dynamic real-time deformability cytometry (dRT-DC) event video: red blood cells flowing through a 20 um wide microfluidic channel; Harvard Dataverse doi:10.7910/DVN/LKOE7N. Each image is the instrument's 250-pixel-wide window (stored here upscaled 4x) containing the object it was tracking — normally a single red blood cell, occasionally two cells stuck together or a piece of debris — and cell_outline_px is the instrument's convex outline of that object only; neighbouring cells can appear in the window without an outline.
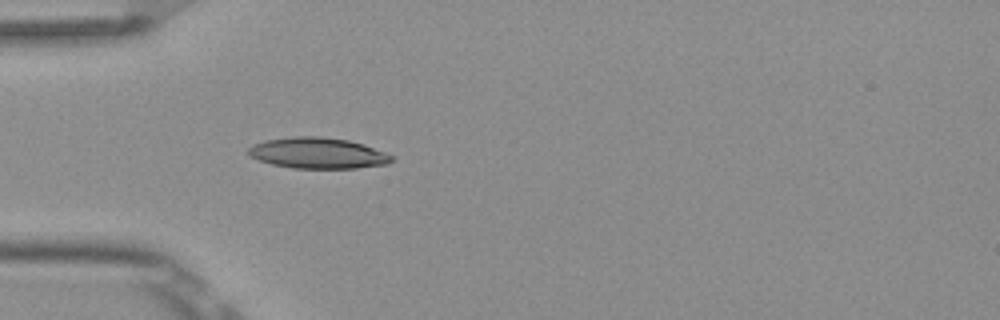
{"species": "Egyptian fruit bat (a non-hibernating species)", "species_latin": "Rousettus aegyptiacus", "temperature_condition": "room temperature", "stored_images_in_passage": 3, "camera_frame_rate_fps": 3000, "um_per_image_px": 0.085, "frame": {"image": 1, "passage_image": 3, "time_ms": 0.667, "image_size_px": [1000, 320], "cell_outline_px": [[396, 156], [388, 164], [356, 168], [292, 168], [272, 164], [260, 160], [252, 156], [248, 152], [248, 148], [252, 144], [268, 140], [296, 136], [320, 136], [348, 140], [364, 144]], "centroid_in_image_um": [27.07, 13.01], "position_along_channel_um": 57.9, "area_um2": 25.78}}